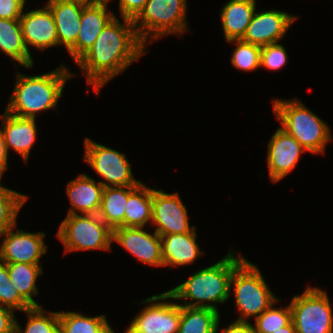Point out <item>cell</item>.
I'll use <instances>...</instances> for the list:
<instances>
[{
    "label": "cell",
    "mask_w": 333,
    "mask_h": 333,
    "mask_svg": "<svg viewBox=\"0 0 333 333\" xmlns=\"http://www.w3.org/2000/svg\"><path fill=\"white\" fill-rule=\"evenodd\" d=\"M114 16L102 29L94 44L76 62L97 95L101 87L147 54L133 20Z\"/></svg>",
    "instance_id": "6da1fadb"
},
{
    "label": "cell",
    "mask_w": 333,
    "mask_h": 333,
    "mask_svg": "<svg viewBox=\"0 0 333 333\" xmlns=\"http://www.w3.org/2000/svg\"><path fill=\"white\" fill-rule=\"evenodd\" d=\"M245 258L241 254L239 257L235 252L229 250V253L219 262L193 273L185 282L168 290L170 299L183 300V306L210 308L218 311L214 304H224L228 301L233 270Z\"/></svg>",
    "instance_id": "7a4b0ae2"
},
{
    "label": "cell",
    "mask_w": 333,
    "mask_h": 333,
    "mask_svg": "<svg viewBox=\"0 0 333 333\" xmlns=\"http://www.w3.org/2000/svg\"><path fill=\"white\" fill-rule=\"evenodd\" d=\"M76 75L64 65L42 75L26 76L17 72L14 90L4 111L19 117L36 118V114L43 110L56 109L66 81Z\"/></svg>",
    "instance_id": "3957f363"
},
{
    "label": "cell",
    "mask_w": 333,
    "mask_h": 333,
    "mask_svg": "<svg viewBox=\"0 0 333 333\" xmlns=\"http://www.w3.org/2000/svg\"><path fill=\"white\" fill-rule=\"evenodd\" d=\"M273 112L280 120L281 128L293 136L312 154L325 152L326 143L333 140L330 127L302 104L299 99L272 100Z\"/></svg>",
    "instance_id": "277c9868"
},
{
    "label": "cell",
    "mask_w": 333,
    "mask_h": 333,
    "mask_svg": "<svg viewBox=\"0 0 333 333\" xmlns=\"http://www.w3.org/2000/svg\"><path fill=\"white\" fill-rule=\"evenodd\" d=\"M186 10L187 0H148L133 20L134 27L145 45L167 34L181 35L189 29Z\"/></svg>",
    "instance_id": "5b68a950"
},
{
    "label": "cell",
    "mask_w": 333,
    "mask_h": 333,
    "mask_svg": "<svg viewBox=\"0 0 333 333\" xmlns=\"http://www.w3.org/2000/svg\"><path fill=\"white\" fill-rule=\"evenodd\" d=\"M230 288L234 290L235 305L241 313L236 321L257 318L278 299L270 291L259 268L247 259L233 270Z\"/></svg>",
    "instance_id": "8992f818"
},
{
    "label": "cell",
    "mask_w": 333,
    "mask_h": 333,
    "mask_svg": "<svg viewBox=\"0 0 333 333\" xmlns=\"http://www.w3.org/2000/svg\"><path fill=\"white\" fill-rule=\"evenodd\" d=\"M65 253L85 250H111L112 230L98 214H70L60 223L56 234Z\"/></svg>",
    "instance_id": "52a82bcc"
},
{
    "label": "cell",
    "mask_w": 333,
    "mask_h": 333,
    "mask_svg": "<svg viewBox=\"0 0 333 333\" xmlns=\"http://www.w3.org/2000/svg\"><path fill=\"white\" fill-rule=\"evenodd\" d=\"M289 304L297 333H333L332 303L321 288L308 287Z\"/></svg>",
    "instance_id": "ba28073f"
},
{
    "label": "cell",
    "mask_w": 333,
    "mask_h": 333,
    "mask_svg": "<svg viewBox=\"0 0 333 333\" xmlns=\"http://www.w3.org/2000/svg\"><path fill=\"white\" fill-rule=\"evenodd\" d=\"M84 162L106 181L104 187L137 186L141 181L133 177L130 162L124 153L92 141L84 140Z\"/></svg>",
    "instance_id": "9c48e42d"
},
{
    "label": "cell",
    "mask_w": 333,
    "mask_h": 333,
    "mask_svg": "<svg viewBox=\"0 0 333 333\" xmlns=\"http://www.w3.org/2000/svg\"><path fill=\"white\" fill-rule=\"evenodd\" d=\"M168 291L153 295L140 303H149L127 327L125 333H178L181 320V304L168 301Z\"/></svg>",
    "instance_id": "30bf717a"
},
{
    "label": "cell",
    "mask_w": 333,
    "mask_h": 333,
    "mask_svg": "<svg viewBox=\"0 0 333 333\" xmlns=\"http://www.w3.org/2000/svg\"><path fill=\"white\" fill-rule=\"evenodd\" d=\"M152 221L159 236L191 232L195 226L189 225L188 212L179 194L166 193L153 189Z\"/></svg>",
    "instance_id": "8fae6325"
},
{
    "label": "cell",
    "mask_w": 333,
    "mask_h": 333,
    "mask_svg": "<svg viewBox=\"0 0 333 333\" xmlns=\"http://www.w3.org/2000/svg\"><path fill=\"white\" fill-rule=\"evenodd\" d=\"M15 227L0 234V238L5 235L0 245V261L6 264L41 265L40 258L48 251L44 242L45 233L40 231L31 233L19 229L15 233Z\"/></svg>",
    "instance_id": "7c38bea8"
},
{
    "label": "cell",
    "mask_w": 333,
    "mask_h": 333,
    "mask_svg": "<svg viewBox=\"0 0 333 333\" xmlns=\"http://www.w3.org/2000/svg\"><path fill=\"white\" fill-rule=\"evenodd\" d=\"M136 227H118L112 230V242L116 241L137 259L151 266H164L161 237Z\"/></svg>",
    "instance_id": "4fadbf2b"
},
{
    "label": "cell",
    "mask_w": 333,
    "mask_h": 333,
    "mask_svg": "<svg viewBox=\"0 0 333 333\" xmlns=\"http://www.w3.org/2000/svg\"><path fill=\"white\" fill-rule=\"evenodd\" d=\"M307 151L293 136L279 127L268 143L269 178L277 183L296 166L301 153Z\"/></svg>",
    "instance_id": "5bb4252c"
},
{
    "label": "cell",
    "mask_w": 333,
    "mask_h": 333,
    "mask_svg": "<svg viewBox=\"0 0 333 333\" xmlns=\"http://www.w3.org/2000/svg\"><path fill=\"white\" fill-rule=\"evenodd\" d=\"M296 19V16L276 9L255 11L241 40L261 47L278 43Z\"/></svg>",
    "instance_id": "9a60e30c"
},
{
    "label": "cell",
    "mask_w": 333,
    "mask_h": 333,
    "mask_svg": "<svg viewBox=\"0 0 333 333\" xmlns=\"http://www.w3.org/2000/svg\"><path fill=\"white\" fill-rule=\"evenodd\" d=\"M20 25L28 52H30V45L41 51L59 45L56 24L47 5L40 9L23 12Z\"/></svg>",
    "instance_id": "2e32d148"
},
{
    "label": "cell",
    "mask_w": 333,
    "mask_h": 333,
    "mask_svg": "<svg viewBox=\"0 0 333 333\" xmlns=\"http://www.w3.org/2000/svg\"><path fill=\"white\" fill-rule=\"evenodd\" d=\"M108 2L107 0L96 4H86L83 7L76 43L68 50L75 62L94 44L104 26L116 16L113 12L107 11Z\"/></svg>",
    "instance_id": "e0dca14e"
},
{
    "label": "cell",
    "mask_w": 333,
    "mask_h": 333,
    "mask_svg": "<svg viewBox=\"0 0 333 333\" xmlns=\"http://www.w3.org/2000/svg\"><path fill=\"white\" fill-rule=\"evenodd\" d=\"M2 119L1 130L7 151L14 149L27 163L30 150L37 137L36 119L19 117L8 112L0 114Z\"/></svg>",
    "instance_id": "ac0fdd59"
},
{
    "label": "cell",
    "mask_w": 333,
    "mask_h": 333,
    "mask_svg": "<svg viewBox=\"0 0 333 333\" xmlns=\"http://www.w3.org/2000/svg\"><path fill=\"white\" fill-rule=\"evenodd\" d=\"M46 5L50 8L56 24L59 45H64L69 50L76 43L83 7L86 4L69 0H48Z\"/></svg>",
    "instance_id": "d6986e66"
},
{
    "label": "cell",
    "mask_w": 333,
    "mask_h": 333,
    "mask_svg": "<svg viewBox=\"0 0 333 333\" xmlns=\"http://www.w3.org/2000/svg\"><path fill=\"white\" fill-rule=\"evenodd\" d=\"M104 186L87 174H80L76 179L68 182L66 192L71 204L67 215L98 214Z\"/></svg>",
    "instance_id": "ffe728a7"
},
{
    "label": "cell",
    "mask_w": 333,
    "mask_h": 333,
    "mask_svg": "<svg viewBox=\"0 0 333 333\" xmlns=\"http://www.w3.org/2000/svg\"><path fill=\"white\" fill-rule=\"evenodd\" d=\"M195 230L196 227L191 232L160 236L164 266H186L205 254L196 243Z\"/></svg>",
    "instance_id": "44dd1931"
},
{
    "label": "cell",
    "mask_w": 333,
    "mask_h": 333,
    "mask_svg": "<svg viewBox=\"0 0 333 333\" xmlns=\"http://www.w3.org/2000/svg\"><path fill=\"white\" fill-rule=\"evenodd\" d=\"M256 11V0H230L220 14L225 41L240 40Z\"/></svg>",
    "instance_id": "7402d4cb"
},
{
    "label": "cell",
    "mask_w": 333,
    "mask_h": 333,
    "mask_svg": "<svg viewBox=\"0 0 333 333\" xmlns=\"http://www.w3.org/2000/svg\"><path fill=\"white\" fill-rule=\"evenodd\" d=\"M0 51L25 68L33 67L34 62L24 42L20 19L0 18Z\"/></svg>",
    "instance_id": "603a6c76"
},
{
    "label": "cell",
    "mask_w": 333,
    "mask_h": 333,
    "mask_svg": "<svg viewBox=\"0 0 333 333\" xmlns=\"http://www.w3.org/2000/svg\"><path fill=\"white\" fill-rule=\"evenodd\" d=\"M153 189L141 181L129 186V198L125 211V227L141 228L152 221Z\"/></svg>",
    "instance_id": "cb8c5ba5"
},
{
    "label": "cell",
    "mask_w": 333,
    "mask_h": 333,
    "mask_svg": "<svg viewBox=\"0 0 333 333\" xmlns=\"http://www.w3.org/2000/svg\"><path fill=\"white\" fill-rule=\"evenodd\" d=\"M129 186L104 187L98 216L111 229L125 227Z\"/></svg>",
    "instance_id": "d4e9b609"
},
{
    "label": "cell",
    "mask_w": 333,
    "mask_h": 333,
    "mask_svg": "<svg viewBox=\"0 0 333 333\" xmlns=\"http://www.w3.org/2000/svg\"><path fill=\"white\" fill-rule=\"evenodd\" d=\"M219 319V311L181 305L178 333H217L220 324Z\"/></svg>",
    "instance_id": "484cf974"
},
{
    "label": "cell",
    "mask_w": 333,
    "mask_h": 333,
    "mask_svg": "<svg viewBox=\"0 0 333 333\" xmlns=\"http://www.w3.org/2000/svg\"><path fill=\"white\" fill-rule=\"evenodd\" d=\"M10 280L15 283L19 295L31 306L40 307L32 297L38 295L36 281L43 274L41 265L28 263L6 264Z\"/></svg>",
    "instance_id": "4316f807"
},
{
    "label": "cell",
    "mask_w": 333,
    "mask_h": 333,
    "mask_svg": "<svg viewBox=\"0 0 333 333\" xmlns=\"http://www.w3.org/2000/svg\"><path fill=\"white\" fill-rule=\"evenodd\" d=\"M60 333H115L105 315L95 317L75 312H59Z\"/></svg>",
    "instance_id": "83f0119b"
},
{
    "label": "cell",
    "mask_w": 333,
    "mask_h": 333,
    "mask_svg": "<svg viewBox=\"0 0 333 333\" xmlns=\"http://www.w3.org/2000/svg\"><path fill=\"white\" fill-rule=\"evenodd\" d=\"M24 312L28 315L26 326L22 329L16 320L15 333H60L59 312L48 311V314L42 306Z\"/></svg>",
    "instance_id": "f1b7e54d"
},
{
    "label": "cell",
    "mask_w": 333,
    "mask_h": 333,
    "mask_svg": "<svg viewBox=\"0 0 333 333\" xmlns=\"http://www.w3.org/2000/svg\"><path fill=\"white\" fill-rule=\"evenodd\" d=\"M27 198L26 195L0 184V234L17 225L18 212Z\"/></svg>",
    "instance_id": "f546056e"
},
{
    "label": "cell",
    "mask_w": 333,
    "mask_h": 333,
    "mask_svg": "<svg viewBox=\"0 0 333 333\" xmlns=\"http://www.w3.org/2000/svg\"><path fill=\"white\" fill-rule=\"evenodd\" d=\"M277 299L272 305L255 318L254 331L255 333H272L288 325L292 321V311L290 304L285 308H276L273 305L277 304Z\"/></svg>",
    "instance_id": "4dcf8cb0"
},
{
    "label": "cell",
    "mask_w": 333,
    "mask_h": 333,
    "mask_svg": "<svg viewBox=\"0 0 333 333\" xmlns=\"http://www.w3.org/2000/svg\"><path fill=\"white\" fill-rule=\"evenodd\" d=\"M228 43H235L231 63L237 69L243 71H254L260 67L261 46L247 43L240 40H230Z\"/></svg>",
    "instance_id": "1f68e13d"
},
{
    "label": "cell",
    "mask_w": 333,
    "mask_h": 333,
    "mask_svg": "<svg viewBox=\"0 0 333 333\" xmlns=\"http://www.w3.org/2000/svg\"><path fill=\"white\" fill-rule=\"evenodd\" d=\"M0 306L25 311L31 306L19 295L16 285L10 280L6 263L0 261Z\"/></svg>",
    "instance_id": "d6a6232c"
},
{
    "label": "cell",
    "mask_w": 333,
    "mask_h": 333,
    "mask_svg": "<svg viewBox=\"0 0 333 333\" xmlns=\"http://www.w3.org/2000/svg\"><path fill=\"white\" fill-rule=\"evenodd\" d=\"M273 43L261 47L260 67L269 70H279L288 61V55L285 47L281 44Z\"/></svg>",
    "instance_id": "836d02e7"
},
{
    "label": "cell",
    "mask_w": 333,
    "mask_h": 333,
    "mask_svg": "<svg viewBox=\"0 0 333 333\" xmlns=\"http://www.w3.org/2000/svg\"><path fill=\"white\" fill-rule=\"evenodd\" d=\"M26 0H0L1 19H20L25 7Z\"/></svg>",
    "instance_id": "e575fe53"
},
{
    "label": "cell",
    "mask_w": 333,
    "mask_h": 333,
    "mask_svg": "<svg viewBox=\"0 0 333 333\" xmlns=\"http://www.w3.org/2000/svg\"><path fill=\"white\" fill-rule=\"evenodd\" d=\"M147 1L148 0H119L121 17L134 20L143 10Z\"/></svg>",
    "instance_id": "d590c367"
},
{
    "label": "cell",
    "mask_w": 333,
    "mask_h": 333,
    "mask_svg": "<svg viewBox=\"0 0 333 333\" xmlns=\"http://www.w3.org/2000/svg\"><path fill=\"white\" fill-rule=\"evenodd\" d=\"M15 311L0 306V333H15Z\"/></svg>",
    "instance_id": "8d00e7d4"
},
{
    "label": "cell",
    "mask_w": 333,
    "mask_h": 333,
    "mask_svg": "<svg viewBox=\"0 0 333 333\" xmlns=\"http://www.w3.org/2000/svg\"><path fill=\"white\" fill-rule=\"evenodd\" d=\"M221 333H255L253 325L247 321H234L226 328H222Z\"/></svg>",
    "instance_id": "74e56055"
},
{
    "label": "cell",
    "mask_w": 333,
    "mask_h": 333,
    "mask_svg": "<svg viewBox=\"0 0 333 333\" xmlns=\"http://www.w3.org/2000/svg\"><path fill=\"white\" fill-rule=\"evenodd\" d=\"M8 153L9 151H7L6 148L3 132L0 128V177H2L8 167Z\"/></svg>",
    "instance_id": "f35d334b"
},
{
    "label": "cell",
    "mask_w": 333,
    "mask_h": 333,
    "mask_svg": "<svg viewBox=\"0 0 333 333\" xmlns=\"http://www.w3.org/2000/svg\"><path fill=\"white\" fill-rule=\"evenodd\" d=\"M272 333H297V332L295 330L293 321H291L288 325L279 328L277 331H274Z\"/></svg>",
    "instance_id": "ab89813d"
},
{
    "label": "cell",
    "mask_w": 333,
    "mask_h": 333,
    "mask_svg": "<svg viewBox=\"0 0 333 333\" xmlns=\"http://www.w3.org/2000/svg\"><path fill=\"white\" fill-rule=\"evenodd\" d=\"M69 1H77V2L84 3V4H96V3L104 2L107 0H69Z\"/></svg>",
    "instance_id": "60d3db41"
}]
</instances>
